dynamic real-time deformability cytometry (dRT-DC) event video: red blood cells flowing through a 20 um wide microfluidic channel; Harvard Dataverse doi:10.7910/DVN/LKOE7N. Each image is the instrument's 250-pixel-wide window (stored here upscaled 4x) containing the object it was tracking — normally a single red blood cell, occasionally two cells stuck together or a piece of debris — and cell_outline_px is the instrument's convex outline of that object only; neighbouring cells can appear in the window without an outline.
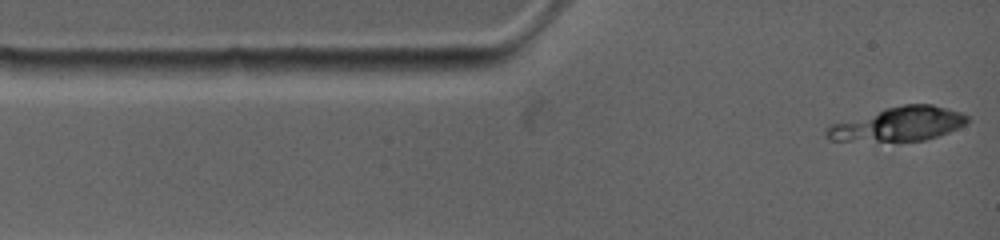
{"species": "common noctule bat (a hibernating species)", "species_latin": "Nyctalus noctula", "temperature_condition": "warm", "stored_images_in_passage": 7, "camera_frame_rate_fps": 4500, "um_per_image_px": 0.085, "animal": {"sex": "female", "body_mass_g": 19.0, "forearm_length_mm": 53.3}, "frame": {"image": 1, "passage_image": 1, "time_ms": 0.0, "image_size_px": [1000, 240], "cell_outline_px": [[968, 120], [964, 124], [948, 132], [924, 140], [828, 140], [824, 136], [824, 132], [832, 124], [884, 108], [904, 104], [932, 104], [960, 112], [968, 116]], "centroid_in_image_um": [76.36, 10.53], "position_along_channel_um": 8.6, "area_um2": 27.22}}